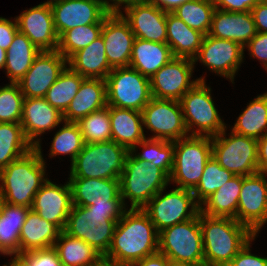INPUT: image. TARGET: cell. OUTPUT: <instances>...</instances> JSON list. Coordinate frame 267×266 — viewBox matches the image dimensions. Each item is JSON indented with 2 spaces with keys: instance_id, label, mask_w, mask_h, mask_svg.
Masks as SVG:
<instances>
[{
  "instance_id": "48",
  "label": "cell",
  "mask_w": 267,
  "mask_h": 266,
  "mask_svg": "<svg viewBox=\"0 0 267 266\" xmlns=\"http://www.w3.org/2000/svg\"><path fill=\"white\" fill-rule=\"evenodd\" d=\"M216 9L227 12H250L261 0H212ZM220 7V8H219Z\"/></svg>"
},
{
  "instance_id": "47",
  "label": "cell",
  "mask_w": 267,
  "mask_h": 266,
  "mask_svg": "<svg viewBox=\"0 0 267 266\" xmlns=\"http://www.w3.org/2000/svg\"><path fill=\"white\" fill-rule=\"evenodd\" d=\"M255 237L248 241L227 266H267V257L252 255L250 252V242Z\"/></svg>"
},
{
  "instance_id": "27",
  "label": "cell",
  "mask_w": 267,
  "mask_h": 266,
  "mask_svg": "<svg viewBox=\"0 0 267 266\" xmlns=\"http://www.w3.org/2000/svg\"><path fill=\"white\" fill-rule=\"evenodd\" d=\"M112 140L135 153L137 144L145 139L142 113L109 106ZM142 123V124H141Z\"/></svg>"
},
{
  "instance_id": "58",
  "label": "cell",
  "mask_w": 267,
  "mask_h": 266,
  "mask_svg": "<svg viewBox=\"0 0 267 266\" xmlns=\"http://www.w3.org/2000/svg\"><path fill=\"white\" fill-rule=\"evenodd\" d=\"M6 54H7L6 50L0 48V69L5 68Z\"/></svg>"
},
{
  "instance_id": "36",
  "label": "cell",
  "mask_w": 267,
  "mask_h": 266,
  "mask_svg": "<svg viewBox=\"0 0 267 266\" xmlns=\"http://www.w3.org/2000/svg\"><path fill=\"white\" fill-rule=\"evenodd\" d=\"M33 148L19 123H0V170Z\"/></svg>"
},
{
  "instance_id": "31",
  "label": "cell",
  "mask_w": 267,
  "mask_h": 266,
  "mask_svg": "<svg viewBox=\"0 0 267 266\" xmlns=\"http://www.w3.org/2000/svg\"><path fill=\"white\" fill-rule=\"evenodd\" d=\"M166 29L167 44L173 56L194 60L205 35L187 26L172 13H167Z\"/></svg>"
},
{
  "instance_id": "56",
  "label": "cell",
  "mask_w": 267,
  "mask_h": 266,
  "mask_svg": "<svg viewBox=\"0 0 267 266\" xmlns=\"http://www.w3.org/2000/svg\"><path fill=\"white\" fill-rule=\"evenodd\" d=\"M111 1V0H110ZM148 0H112L113 3H109V1L104 0L105 6L108 10L109 13H120V4H126L125 7L137 4V3H142Z\"/></svg>"
},
{
  "instance_id": "54",
  "label": "cell",
  "mask_w": 267,
  "mask_h": 266,
  "mask_svg": "<svg viewBox=\"0 0 267 266\" xmlns=\"http://www.w3.org/2000/svg\"><path fill=\"white\" fill-rule=\"evenodd\" d=\"M88 210H100V211H108V213L115 218L117 221L120 220L123 213L126 211L124 205H91L87 206Z\"/></svg>"
},
{
  "instance_id": "10",
  "label": "cell",
  "mask_w": 267,
  "mask_h": 266,
  "mask_svg": "<svg viewBox=\"0 0 267 266\" xmlns=\"http://www.w3.org/2000/svg\"><path fill=\"white\" fill-rule=\"evenodd\" d=\"M105 82L108 106L141 112L152 99L150 79L131 67L113 68Z\"/></svg>"
},
{
  "instance_id": "17",
  "label": "cell",
  "mask_w": 267,
  "mask_h": 266,
  "mask_svg": "<svg viewBox=\"0 0 267 266\" xmlns=\"http://www.w3.org/2000/svg\"><path fill=\"white\" fill-rule=\"evenodd\" d=\"M67 59L58 51H41L17 83L24 98H44L66 68Z\"/></svg>"
},
{
  "instance_id": "40",
  "label": "cell",
  "mask_w": 267,
  "mask_h": 266,
  "mask_svg": "<svg viewBox=\"0 0 267 266\" xmlns=\"http://www.w3.org/2000/svg\"><path fill=\"white\" fill-rule=\"evenodd\" d=\"M234 176L235 175L231 171L220 166L214 157L211 156L205 165L203 175L198 185L192 191L197 203L201 206L208 197Z\"/></svg>"
},
{
  "instance_id": "44",
  "label": "cell",
  "mask_w": 267,
  "mask_h": 266,
  "mask_svg": "<svg viewBox=\"0 0 267 266\" xmlns=\"http://www.w3.org/2000/svg\"><path fill=\"white\" fill-rule=\"evenodd\" d=\"M64 122L65 125L54 135L49 155L69 154L73 162L85 142L76 122Z\"/></svg>"
},
{
  "instance_id": "49",
  "label": "cell",
  "mask_w": 267,
  "mask_h": 266,
  "mask_svg": "<svg viewBox=\"0 0 267 266\" xmlns=\"http://www.w3.org/2000/svg\"><path fill=\"white\" fill-rule=\"evenodd\" d=\"M245 46L252 57L263 61L267 69V33L257 32Z\"/></svg>"
},
{
  "instance_id": "50",
  "label": "cell",
  "mask_w": 267,
  "mask_h": 266,
  "mask_svg": "<svg viewBox=\"0 0 267 266\" xmlns=\"http://www.w3.org/2000/svg\"><path fill=\"white\" fill-rule=\"evenodd\" d=\"M17 32L18 25L16 19L12 22L11 20L0 17V48L8 50Z\"/></svg>"
},
{
  "instance_id": "26",
  "label": "cell",
  "mask_w": 267,
  "mask_h": 266,
  "mask_svg": "<svg viewBox=\"0 0 267 266\" xmlns=\"http://www.w3.org/2000/svg\"><path fill=\"white\" fill-rule=\"evenodd\" d=\"M107 105L106 82L99 78H84L78 93L63 114L66 122H77Z\"/></svg>"
},
{
  "instance_id": "60",
  "label": "cell",
  "mask_w": 267,
  "mask_h": 266,
  "mask_svg": "<svg viewBox=\"0 0 267 266\" xmlns=\"http://www.w3.org/2000/svg\"><path fill=\"white\" fill-rule=\"evenodd\" d=\"M2 215H3V213H2V201L0 200V224L2 222Z\"/></svg>"
},
{
  "instance_id": "15",
  "label": "cell",
  "mask_w": 267,
  "mask_h": 266,
  "mask_svg": "<svg viewBox=\"0 0 267 266\" xmlns=\"http://www.w3.org/2000/svg\"><path fill=\"white\" fill-rule=\"evenodd\" d=\"M194 62L188 58L174 57L150 79L152 97L179 101L203 77L190 81Z\"/></svg>"
},
{
  "instance_id": "33",
  "label": "cell",
  "mask_w": 267,
  "mask_h": 266,
  "mask_svg": "<svg viewBox=\"0 0 267 266\" xmlns=\"http://www.w3.org/2000/svg\"><path fill=\"white\" fill-rule=\"evenodd\" d=\"M242 176L235 175L216 190L200 206V212L211 217H228L236 220ZM202 205L206 207L203 208Z\"/></svg>"
},
{
  "instance_id": "45",
  "label": "cell",
  "mask_w": 267,
  "mask_h": 266,
  "mask_svg": "<svg viewBox=\"0 0 267 266\" xmlns=\"http://www.w3.org/2000/svg\"><path fill=\"white\" fill-rule=\"evenodd\" d=\"M24 96L17 83L0 88V123H19L22 118Z\"/></svg>"
},
{
  "instance_id": "4",
  "label": "cell",
  "mask_w": 267,
  "mask_h": 266,
  "mask_svg": "<svg viewBox=\"0 0 267 266\" xmlns=\"http://www.w3.org/2000/svg\"><path fill=\"white\" fill-rule=\"evenodd\" d=\"M128 152L124 170L120 176V195L131 201V209H142L170 182L169 176L153 163L139 160Z\"/></svg>"
},
{
  "instance_id": "43",
  "label": "cell",
  "mask_w": 267,
  "mask_h": 266,
  "mask_svg": "<svg viewBox=\"0 0 267 266\" xmlns=\"http://www.w3.org/2000/svg\"><path fill=\"white\" fill-rule=\"evenodd\" d=\"M85 143L112 140L109 106L94 111L76 122Z\"/></svg>"
},
{
  "instance_id": "18",
  "label": "cell",
  "mask_w": 267,
  "mask_h": 266,
  "mask_svg": "<svg viewBox=\"0 0 267 266\" xmlns=\"http://www.w3.org/2000/svg\"><path fill=\"white\" fill-rule=\"evenodd\" d=\"M244 48L237 42L205 35L193 62L199 59L213 72L230 78L233 82L236 71L243 61Z\"/></svg>"
},
{
  "instance_id": "39",
  "label": "cell",
  "mask_w": 267,
  "mask_h": 266,
  "mask_svg": "<svg viewBox=\"0 0 267 266\" xmlns=\"http://www.w3.org/2000/svg\"><path fill=\"white\" fill-rule=\"evenodd\" d=\"M215 9L212 0H190L176 8L172 14L190 28L207 35Z\"/></svg>"
},
{
  "instance_id": "2",
  "label": "cell",
  "mask_w": 267,
  "mask_h": 266,
  "mask_svg": "<svg viewBox=\"0 0 267 266\" xmlns=\"http://www.w3.org/2000/svg\"><path fill=\"white\" fill-rule=\"evenodd\" d=\"M204 265L227 266L255 234L228 217H211L199 212Z\"/></svg>"
},
{
  "instance_id": "34",
  "label": "cell",
  "mask_w": 267,
  "mask_h": 266,
  "mask_svg": "<svg viewBox=\"0 0 267 266\" xmlns=\"http://www.w3.org/2000/svg\"><path fill=\"white\" fill-rule=\"evenodd\" d=\"M30 208L2 202V222L0 224V253L20 254V231Z\"/></svg>"
},
{
  "instance_id": "52",
  "label": "cell",
  "mask_w": 267,
  "mask_h": 266,
  "mask_svg": "<svg viewBox=\"0 0 267 266\" xmlns=\"http://www.w3.org/2000/svg\"><path fill=\"white\" fill-rule=\"evenodd\" d=\"M258 157L257 167L258 173L267 174V133L257 139Z\"/></svg>"
},
{
  "instance_id": "35",
  "label": "cell",
  "mask_w": 267,
  "mask_h": 266,
  "mask_svg": "<svg viewBox=\"0 0 267 266\" xmlns=\"http://www.w3.org/2000/svg\"><path fill=\"white\" fill-rule=\"evenodd\" d=\"M6 52L5 69L7 76L10 83H18L41 51L25 34L18 31Z\"/></svg>"
},
{
  "instance_id": "20",
  "label": "cell",
  "mask_w": 267,
  "mask_h": 266,
  "mask_svg": "<svg viewBox=\"0 0 267 266\" xmlns=\"http://www.w3.org/2000/svg\"><path fill=\"white\" fill-rule=\"evenodd\" d=\"M101 35L109 66L112 69L129 67L135 35L120 13H109L105 17Z\"/></svg>"
},
{
  "instance_id": "9",
  "label": "cell",
  "mask_w": 267,
  "mask_h": 266,
  "mask_svg": "<svg viewBox=\"0 0 267 266\" xmlns=\"http://www.w3.org/2000/svg\"><path fill=\"white\" fill-rule=\"evenodd\" d=\"M211 88L205 81L197 82L179 100L184 121L190 136L213 137L226 129L211 97ZM198 130H194L193 126ZM193 128V129H192Z\"/></svg>"
},
{
  "instance_id": "29",
  "label": "cell",
  "mask_w": 267,
  "mask_h": 266,
  "mask_svg": "<svg viewBox=\"0 0 267 266\" xmlns=\"http://www.w3.org/2000/svg\"><path fill=\"white\" fill-rule=\"evenodd\" d=\"M61 232L30 209L20 231V253L53 247Z\"/></svg>"
},
{
  "instance_id": "16",
  "label": "cell",
  "mask_w": 267,
  "mask_h": 266,
  "mask_svg": "<svg viewBox=\"0 0 267 266\" xmlns=\"http://www.w3.org/2000/svg\"><path fill=\"white\" fill-rule=\"evenodd\" d=\"M49 4L59 37L75 27L103 24L109 14L104 0H55Z\"/></svg>"
},
{
  "instance_id": "14",
  "label": "cell",
  "mask_w": 267,
  "mask_h": 266,
  "mask_svg": "<svg viewBox=\"0 0 267 266\" xmlns=\"http://www.w3.org/2000/svg\"><path fill=\"white\" fill-rule=\"evenodd\" d=\"M236 221L248 227L255 236L267 221V180L255 173L242 176Z\"/></svg>"
},
{
  "instance_id": "38",
  "label": "cell",
  "mask_w": 267,
  "mask_h": 266,
  "mask_svg": "<svg viewBox=\"0 0 267 266\" xmlns=\"http://www.w3.org/2000/svg\"><path fill=\"white\" fill-rule=\"evenodd\" d=\"M84 77L73 71L70 67L61 72L57 81L48 89L45 100L62 114L65 113L71 101L78 93Z\"/></svg>"
},
{
  "instance_id": "6",
  "label": "cell",
  "mask_w": 267,
  "mask_h": 266,
  "mask_svg": "<svg viewBox=\"0 0 267 266\" xmlns=\"http://www.w3.org/2000/svg\"><path fill=\"white\" fill-rule=\"evenodd\" d=\"M211 156L212 138L209 136L189 135L174 141V159L170 180L179 185L177 188L193 191Z\"/></svg>"
},
{
  "instance_id": "42",
  "label": "cell",
  "mask_w": 267,
  "mask_h": 266,
  "mask_svg": "<svg viewBox=\"0 0 267 266\" xmlns=\"http://www.w3.org/2000/svg\"><path fill=\"white\" fill-rule=\"evenodd\" d=\"M138 146H142V153L133 155L135 158L153 163L170 176L173 168L174 142L162 139H143Z\"/></svg>"
},
{
  "instance_id": "61",
  "label": "cell",
  "mask_w": 267,
  "mask_h": 266,
  "mask_svg": "<svg viewBox=\"0 0 267 266\" xmlns=\"http://www.w3.org/2000/svg\"><path fill=\"white\" fill-rule=\"evenodd\" d=\"M99 266H124V265H112V264L103 262V263H102L101 265H99Z\"/></svg>"
},
{
  "instance_id": "22",
  "label": "cell",
  "mask_w": 267,
  "mask_h": 266,
  "mask_svg": "<svg viewBox=\"0 0 267 266\" xmlns=\"http://www.w3.org/2000/svg\"><path fill=\"white\" fill-rule=\"evenodd\" d=\"M126 17L120 14L129 24L135 38L156 43H167L166 16L150 0L125 7Z\"/></svg>"
},
{
  "instance_id": "32",
  "label": "cell",
  "mask_w": 267,
  "mask_h": 266,
  "mask_svg": "<svg viewBox=\"0 0 267 266\" xmlns=\"http://www.w3.org/2000/svg\"><path fill=\"white\" fill-rule=\"evenodd\" d=\"M62 266H99L103 256L81 239L62 231L53 246Z\"/></svg>"
},
{
  "instance_id": "46",
  "label": "cell",
  "mask_w": 267,
  "mask_h": 266,
  "mask_svg": "<svg viewBox=\"0 0 267 266\" xmlns=\"http://www.w3.org/2000/svg\"><path fill=\"white\" fill-rule=\"evenodd\" d=\"M14 258L22 266H62L54 247L23 252Z\"/></svg>"
},
{
  "instance_id": "57",
  "label": "cell",
  "mask_w": 267,
  "mask_h": 266,
  "mask_svg": "<svg viewBox=\"0 0 267 266\" xmlns=\"http://www.w3.org/2000/svg\"><path fill=\"white\" fill-rule=\"evenodd\" d=\"M168 266H205V265H195L192 263L179 262V261H174V260L169 259Z\"/></svg>"
},
{
  "instance_id": "7",
  "label": "cell",
  "mask_w": 267,
  "mask_h": 266,
  "mask_svg": "<svg viewBox=\"0 0 267 266\" xmlns=\"http://www.w3.org/2000/svg\"><path fill=\"white\" fill-rule=\"evenodd\" d=\"M116 224L117 220L108 211L73 205L64 231L83 240L104 257L110 248Z\"/></svg>"
},
{
  "instance_id": "3",
  "label": "cell",
  "mask_w": 267,
  "mask_h": 266,
  "mask_svg": "<svg viewBox=\"0 0 267 266\" xmlns=\"http://www.w3.org/2000/svg\"><path fill=\"white\" fill-rule=\"evenodd\" d=\"M37 145L30 152L0 170V200L10 205L31 208L45 179V162Z\"/></svg>"
},
{
  "instance_id": "24",
  "label": "cell",
  "mask_w": 267,
  "mask_h": 266,
  "mask_svg": "<svg viewBox=\"0 0 267 266\" xmlns=\"http://www.w3.org/2000/svg\"><path fill=\"white\" fill-rule=\"evenodd\" d=\"M62 121L63 114L52 107L45 98H24L20 124L33 147L40 145V141L35 138L55 128Z\"/></svg>"
},
{
  "instance_id": "59",
  "label": "cell",
  "mask_w": 267,
  "mask_h": 266,
  "mask_svg": "<svg viewBox=\"0 0 267 266\" xmlns=\"http://www.w3.org/2000/svg\"><path fill=\"white\" fill-rule=\"evenodd\" d=\"M4 266H8V265L5 264ZM9 266H22V265L15 258H13Z\"/></svg>"
},
{
  "instance_id": "1",
  "label": "cell",
  "mask_w": 267,
  "mask_h": 266,
  "mask_svg": "<svg viewBox=\"0 0 267 266\" xmlns=\"http://www.w3.org/2000/svg\"><path fill=\"white\" fill-rule=\"evenodd\" d=\"M159 233L142 209H129L117 221L104 262L112 265L136 263L158 252Z\"/></svg>"
},
{
  "instance_id": "41",
  "label": "cell",
  "mask_w": 267,
  "mask_h": 266,
  "mask_svg": "<svg viewBox=\"0 0 267 266\" xmlns=\"http://www.w3.org/2000/svg\"><path fill=\"white\" fill-rule=\"evenodd\" d=\"M103 24H90L65 31L59 37L58 51L68 60L74 53L96 40Z\"/></svg>"
},
{
  "instance_id": "5",
  "label": "cell",
  "mask_w": 267,
  "mask_h": 266,
  "mask_svg": "<svg viewBox=\"0 0 267 266\" xmlns=\"http://www.w3.org/2000/svg\"><path fill=\"white\" fill-rule=\"evenodd\" d=\"M128 150L113 140L85 143L71 164L70 178L120 179Z\"/></svg>"
},
{
  "instance_id": "28",
  "label": "cell",
  "mask_w": 267,
  "mask_h": 266,
  "mask_svg": "<svg viewBox=\"0 0 267 266\" xmlns=\"http://www.w3.org/2000/svg\"><path fill=\"white\" fill-rule=\"evenodd\" d=\"M174 56L167 43L135 38L129 67L139 71L143 76L151 77Z\"/></svg>"
},
{
  "instance_id": "13",
  "label": "cell",
  "mask_w": 267,
  "mask_h": 266,
  "mask_svg": "<svg viewBox=\"0 0 267 266\" xmlns=\"http://www.w3.org/2000/svg\"><path fill=\"white\" fill-rule=\"evenodd\" d=\"M141 113L144 126L156 133L152 139L174 142L189 136L182 108L177 100L152 97Z\"/></svg>"
},
{
  "instance_id": "8",
  "label": "cell",
  "mask_w": 267,
  "mask_h": 266,
  "mask_svg": "<svg viewBox=\"0 0 267 266\" xmlns=\"http://www.w3.org/2000/svg\"><path fill=\"white\" fill-rule=\"evenodd\" d=\"M158 252L170 260L204 265L199 214L159 232Z\"/></svg>"
},
{
  "instance_id": "37",
  "label": "cell",
  "mask_w": 267,
  "mask_h": 266,
  "mask_svg": "<svg viewBox=\"0 0 267 266\" xmlns=\"http://www.w3.org/2000/svg\"><path fill=\"white\" fill-rule=\"evenodd\" d=\"M232 131L244 136L259 139L267 133V94L251 101L239 115Z\"/></svg>"
},
{
  "instance_id": "21",
  "label": "cell",
  "mask_w": 267,
  "mask_h": 266,
  "mask_svg": "<svg viewBox=\"0 0 267 266\" xmlns=\"http://www.w3.org/2000/svg\"><path fill=\"white\" fill-rule=\"evenodd\" d=\"M72 207L69 182L60 186L47 180L36 193L30 209L64 231Z\"/></svg>"
},
{
  "instance_id": "11",
  "label": "cell",
  "mask_w": 267,
  "mask_h": 266,
  "mask_svg": "<svg viewBox=\"0 0 267 266\" xmlns=\"http://www.w3.org/2000/svg\"><path fill=\"white\" fill-rule=\"evenodd\" d=\"M225 130L211 137L214 159L234 175L247 176L257 173V139L233 131L227 138Z\"/></svg>"
},
{
  "instance_id": "25",
  "label": "cell",
  "mask_w": 267,
  "mask_h": 266,
  "mask_svg": "<svg viewBox=\"0 0 267 266\" xmlns=\"http://www.w3.org/2000/svg\"><path fill=\"white\" fill-rule=\"evenodd\" d=\"M257 34L251 12H227L215 9L208 35L245 45Z\"/></svg>"
},
{
  "instance_id": "19",
  "label": "cell",
  "mask_w": 267,
  "mask_h": 266,
  "mask_svg": "<svg viewBox=\"0 0 267 266\" xmlns=\"http://www.w3.org/2000/svg\"><path fill=\"white\" fill-rule=\"evenodd\" d=\"M18 31L40 51H56L59 36L54 26L53 12L49 2L39 4L16 17Z\"/></svg>"
},
{
  "instance_id": "23",
  "label": "cell",
  "mask_w": 267,
  "mask_h": 266,
  "mask_svg": "<svg viewBox=\"0 0 267 266\" xmlns=\"http://www.w3.org/2000/svg\"><path fill=\"white\" fill-rule=\"evenodd\" d=\"M73 205H124L120 179L68 178Z\"/></svg>"
},
{
  "instance_id": "30",
  "label": "cell",
  "mask_w": 267,
  "mask_h": 266,
  "mask_svg": "<svg viewBox=\"0 0 267 266\" xmlns=\"http://www.w3.org/2000/svg\"><path fill=\"white\" fill-rule=\"evenodd\" d=\"M67 63L73 71L84 78L105 80L112 70L108 63L102 35L87 47L74 53Z\"/></svg>"
},
{
  "instance_id": "12",
  "label": "cell",
  "mask_w": 267,
  "mask_h": 266,
  "mask_svg": "<svg viewBox=\"0 0 267 266\" xmlns=\"http://www.w3.org/2000/svg\"><path fill=\"white\" fill-rule=\"evenodd\" d=\"M163 191L158 192L142 208L158 233L177 223L193 219L199 214L200 205L191 190L175 188L162 196ZM190 206V211L187 212Z\"/></svg>"
},
{
  "instance_id": "51",
  "label": "cell",
  "mask_w": 267,
  "mask_h": 266,
  "mask_svg": "<svg viewBox=\"0 0 267 266\" xmlns=\"http://www.w3.org/2000/svg\"><path fill=\"white\" fill-rule=\"evenodd\" d=\"M250 12L257 32L267 33V0H261Z\"/></svg>"
},
{
  "instance_id": "53",
  "label": "cell",
  "mask_w": 267,
  "mask_h": 266,
  "mask_svg": "<svg viewBox=\"0 0 267 266\" xmlns=\"http://www.w3.org/2000/svg\"><path fill=\"white\" fill-rule=\"evenodd\" d=\"M168 262L169 259L164 254L157 252L128 266H168Z\"/></svg>"
},
{
  "instance_id": "55",
  "label": "cell",
  "mask_w": 267,
  "mask_h": 266,
  "mask_svg": "<svg viewBox=\"0 0 267 266\" xmlns=\"http://www.w3.org/2000/svg\"><path fill=\"white\" fill-rule=\"evenodd\" d=\"M154 5L159 7L161 10L172 13L180 5L190 0H150Z\"/></svg>"
}]
</instances>
